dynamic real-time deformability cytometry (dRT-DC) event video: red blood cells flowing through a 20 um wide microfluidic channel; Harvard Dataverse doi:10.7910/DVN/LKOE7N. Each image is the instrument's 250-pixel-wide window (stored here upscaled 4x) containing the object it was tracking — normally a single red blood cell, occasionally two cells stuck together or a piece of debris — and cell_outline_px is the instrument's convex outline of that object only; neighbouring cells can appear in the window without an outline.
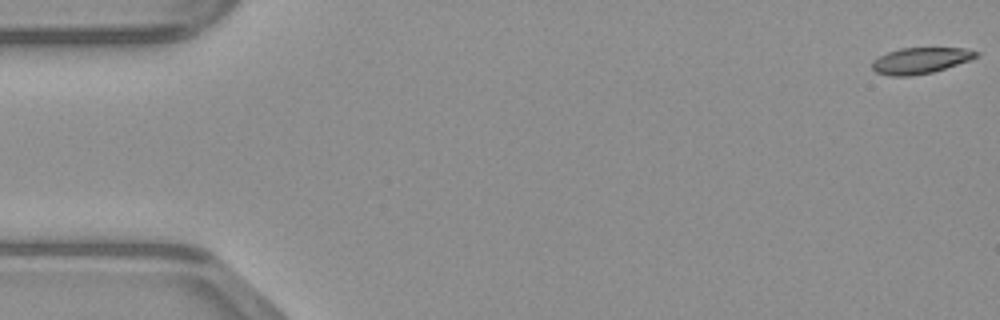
{"species": "common noctule bat (a hibernating species)", "species_latin": "Nyctalus noctula", "temperature_condition": "warm", "stored_images_in_passage": 9, "camera_frame_rate_fps": 3000, "um_per_image_px": 0.085, "animal": {"sex": "male", "body_mass_g": 23.1, "forearm_length_mm": 52.7}, "frame": {"image": 1, "passage_image": 1, "time_ms": 0.0, "image_size_px": [1000, 320], "cell_outline_px": [[980, 56], [972, 60], [932, 72], [912, 76], [892, 76], [876, 72], [872, 68], [872, 60], [888, 52], [900, 48], [964, 48], [980, 52]], "centroid_in_image_um": [78.28, 5.14], "position_along_channel_um": 6.7, "area_um2": 15.9}}